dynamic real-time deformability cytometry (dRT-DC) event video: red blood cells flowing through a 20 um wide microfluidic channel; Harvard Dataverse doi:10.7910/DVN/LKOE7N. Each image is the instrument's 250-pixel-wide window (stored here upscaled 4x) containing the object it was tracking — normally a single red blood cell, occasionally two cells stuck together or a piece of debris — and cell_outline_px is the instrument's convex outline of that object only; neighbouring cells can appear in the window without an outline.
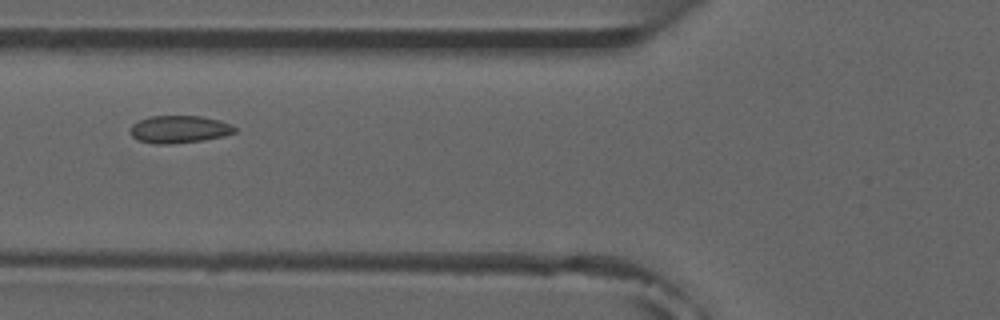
{"species": "common noctule bat (a hibernating species)", "species_latin": "Nyctalus noctula", "temperature_condition": "room temperature", "stored_images_in_passage": 5, "camera_frame_rate_fps": 3000, "um_per_image_px": 0.085, "animal": {"sex": "male", "forearm_length_mm": 52.5}, "frame": {"image": 1, "passage_image": 5, "time_ms": 4.667, "image_size_px": [1000, 320], "cell_outline_px": [[236, 132], [224, 136], [204, 140], [168, 144], [156, 144], [140, 140], [132, 136], [128, 128], [132, 124], [148, 116], [200, 116], [220, 120], [232, 124], [236, 128]], "centroid_in_image_um": [15.24, 10.98], "position_along_channel_um": 110.6, "area_um2": 16.82}}